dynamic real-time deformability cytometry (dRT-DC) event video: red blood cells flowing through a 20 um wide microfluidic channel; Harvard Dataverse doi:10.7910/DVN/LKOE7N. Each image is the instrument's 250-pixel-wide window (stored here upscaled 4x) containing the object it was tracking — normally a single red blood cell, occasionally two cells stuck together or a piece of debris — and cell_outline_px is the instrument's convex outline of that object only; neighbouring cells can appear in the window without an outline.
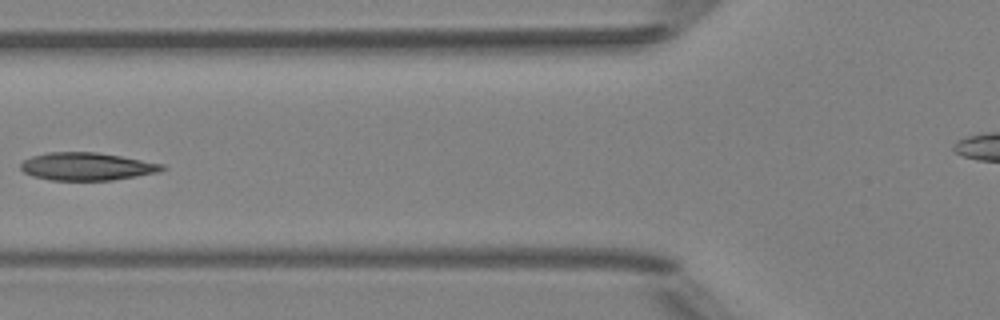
{"species": "Egyptian fruit bat (a non-hibernating species)", "species_latin": "Rousettus aegyptiacus", "temperature_condition": "room temperature", "stored_images_in_passage": 6, "camera_frame_rate_fps": 3000, "um_per_image_px": 0.085, "animal": {"sex": "female"}, "frame": {"image": 1, "passage_image": 5, "time_ms": 1.333, "image_size_px": [1000, 320], "cell_outline_px": [[168, 168], [160, 172], [112, 180], [52, 180], [32, 176], [24, 172], [20, 168], [20, 164], [24, 160], [32, 156], [48, 152], [96, 152], [120, 156], [164, 164]], "centroid_in_image_um": [7.4, 14.15], "position_along_channel_um": 118.4, "area_um2": 22.89}}
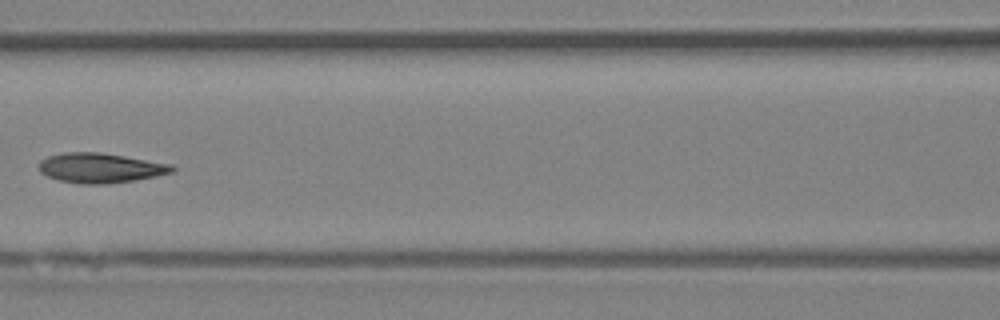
{"frame": {"image": 2, "passage_image": 6, "time_ms": 1.667, "image_size_px": [1000, 320], "cell_outline_px": [[176, 168], [172, 172], [156, 176], [136, 180], [108, 184], [80, 184], [56, 180], [40, 172], [40, 160], [48, 156], [64, 152], [100, 152], [172, 164]], "centroid_in_image_um": [8.53, 14.28], "position_along_channel_um": 158.1, "area_um2": 23.24}}